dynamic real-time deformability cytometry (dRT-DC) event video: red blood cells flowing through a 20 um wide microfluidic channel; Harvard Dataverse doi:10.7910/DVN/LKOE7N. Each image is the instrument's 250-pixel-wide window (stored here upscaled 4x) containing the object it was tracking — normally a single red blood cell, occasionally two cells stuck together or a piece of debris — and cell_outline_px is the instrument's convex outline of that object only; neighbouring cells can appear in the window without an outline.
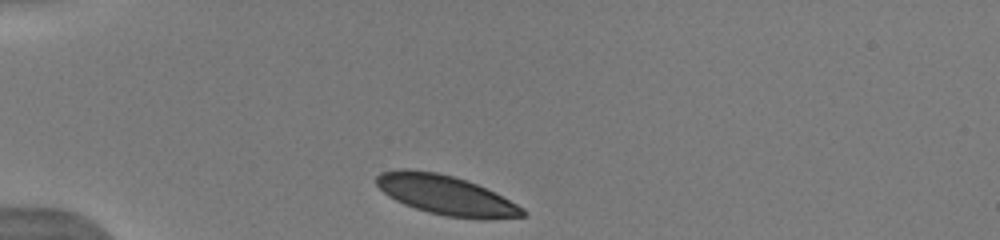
{"species": "human", "species_latin": "Homo sapiens", "temperature_condition": "warm", "stored_images_in_passage": 31, "camera_frame_rate_fps": 3000, "um_per_image_px": 0.085, "donor": {"sex": "male"}, "frame": {"image": 1, "passage_image": 1, "time_ms": 0.0, "image_size_px": [1000, 240], "cell_outline_px": [[528, 212], [524, 216], [492, 220], [480, 220], [444, 216], [428, 212], [404, 204], [388, 196], [376, 184], [376, 176], [380, 172], [400, 168], [404, 168], [436, 172], [452, 176], [476, 184], [524, 208]], "centroid_in_image_um": [37.89, 16.6], "position_along_channel_um": 47.1, "area_um2": 33.64}}
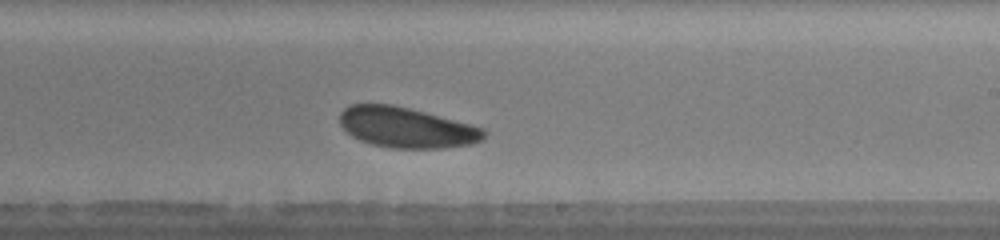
{"frame": {"image": 2, "passage_image": 16, "time_ms": 6.0, "image_size_px": [1000, 240], "cell_outline_px": [[488, 132], [484, 140], [472, 144], [444, 148], [392, 148], [372, 144], [360, 140], [352, 136], [340, 124], [340, 112], [344, 108], [352, 104], [392, 104], [472, 124], [484, 128]], "centroid_in_image_um": [34.59, 10.84], "position_along_channel_um": 254.4, "area_um2": 34.1}}
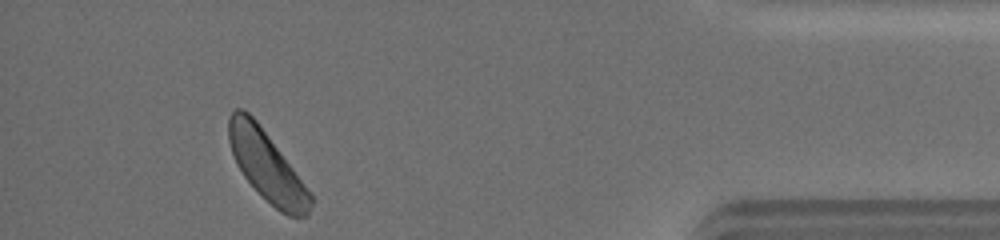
{"frame": {"image": 3, "passage_image": 28, "time_ms": 11.0, "image_size_px": [1000, 240], "cell_outline_px": [[312, 204], [308, 216], [288, 216], [280, 212], [244, 176], [236, 164], [228, 140], [228, 116], [236, 108], [244, 108], [256, 120], [292, 168], [312, 196]], "centroid_in_image_um": [22.64, 14.08], "position_along_channel_um": 412.6, "area_um2": 32.37}, "authors_computed_cell_mechanics": {"area_um2": 34.3332, "velocity_mm_per_s": 4.0181, "shape_relaxation_time_tau1_ms": 1.8525, "shape_relaxation_time_tau2_ms": null, "deformation_change_tau1": 0.0687, "deformation_change_tau2": null}}